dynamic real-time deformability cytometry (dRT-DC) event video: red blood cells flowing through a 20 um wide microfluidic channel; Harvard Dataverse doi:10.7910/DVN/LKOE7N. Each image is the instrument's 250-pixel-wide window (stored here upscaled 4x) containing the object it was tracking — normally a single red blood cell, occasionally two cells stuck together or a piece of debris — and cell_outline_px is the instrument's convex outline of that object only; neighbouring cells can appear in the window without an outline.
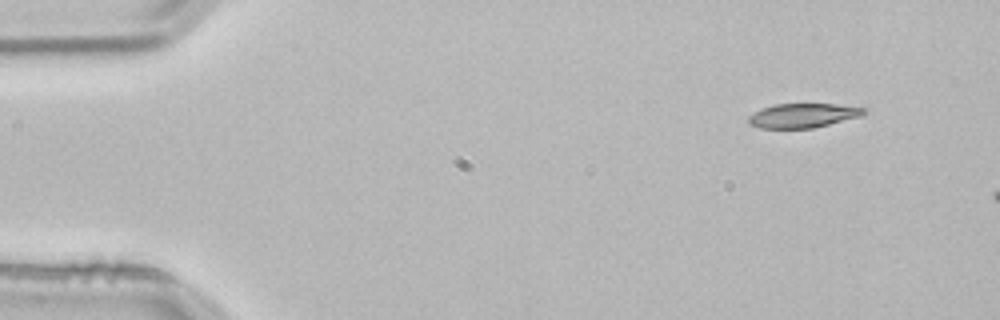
{"species": "common noctule bat (a hibernating species)", "species_latin": "Nyctalus noctula", "temperature_condition": "room temperature", "stored_images_in_passage": 4, "camera_frame_rate_fps": 3000, "um_per_image_px": 0.085, "animal": {"sex": "male", "body_mass_g": 21.5, "forearm_length_mm": 52.0}, "frame": {"image": 1, "passage_image": 1, "time_ms": 0.0, "image_size_px": [1000, 320], "cell_outline_px": [[868, 112], [856, 116], [828, 124], [812, 128], [760, 128], [748, 124], [748, 116], [764, 108], [776, 104], [836, 104], [868, 108]], "centroid_in_image_um": [68.23, 9.81], "position_along_channel_um": 16.8, "area_um2": 16.01}}